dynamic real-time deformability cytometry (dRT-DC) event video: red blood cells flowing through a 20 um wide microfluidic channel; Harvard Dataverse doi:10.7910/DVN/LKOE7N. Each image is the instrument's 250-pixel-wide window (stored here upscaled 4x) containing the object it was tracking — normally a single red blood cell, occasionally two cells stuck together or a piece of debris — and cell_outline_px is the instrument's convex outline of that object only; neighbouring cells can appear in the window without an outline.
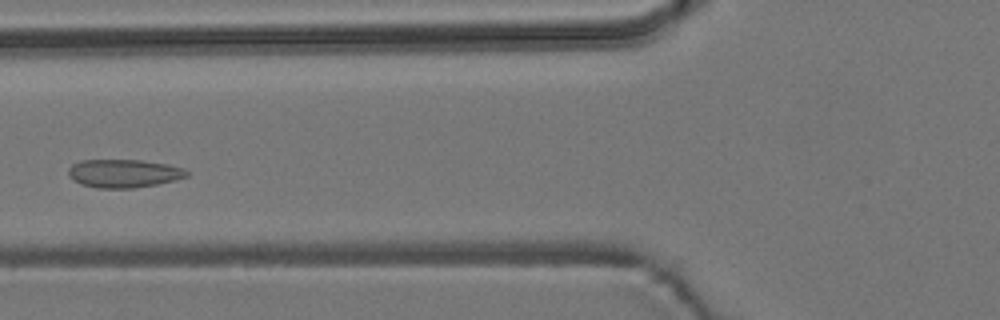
{"species": "common noctule bat (a hibernating species)", "species_latin": "Nyctalus noctula", "temperature_condition": "room temperature", "stored_images_in_passage": 6, "camera_frame_rate_fps": 3000, "um_per_image_px": 0.085, "animal": {"sex": "male", "body_mass_g": 19.2, "forearm_length_mm": 51.8}, "frame": {"image": 1, "passage_image": 5, "time_ms": 4.667, "image_size_px": [1000, 320], "cell_outline_px": [[188, 176], [156, 184], [132, 188], [96, 188], [80, 184], [72, 180], [68, 176], [68, 168], [72, 164], [80, 160], [140, 160], [168, 164], [184, 168], [188, 172]], "centroid_in_image_um": [10.47, 14.73], "position_along_channel_um": 115.3, "area_um2": 19.54}}
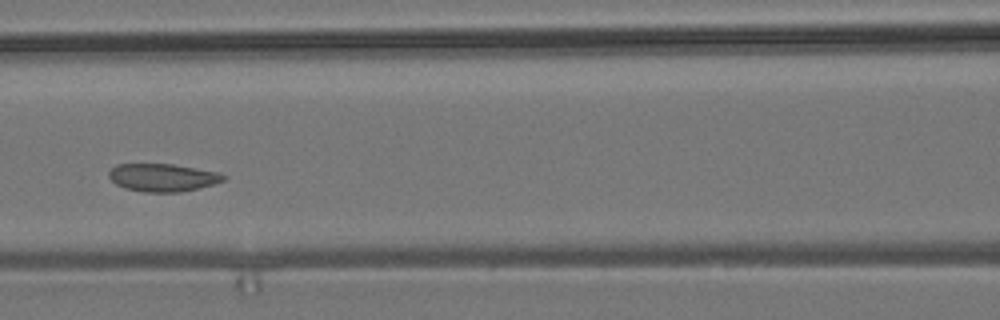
{"frame": {"image": 2, "passage_image": 6, "time_ms": 5.667, "image_size_px": [1000, 320], "cell_outline_px": [[224, 180], [200, 188], [180, 192], [144, 192], [124, 188], [116, 184], [108, 176], [108, 172], [116, 164], [172, 164], [220, 172], [224, 176]], "centroid_in_image_um": [13.81, 15.09], "position_along_channel_um": 152.8, "area_um2": 18.55}}